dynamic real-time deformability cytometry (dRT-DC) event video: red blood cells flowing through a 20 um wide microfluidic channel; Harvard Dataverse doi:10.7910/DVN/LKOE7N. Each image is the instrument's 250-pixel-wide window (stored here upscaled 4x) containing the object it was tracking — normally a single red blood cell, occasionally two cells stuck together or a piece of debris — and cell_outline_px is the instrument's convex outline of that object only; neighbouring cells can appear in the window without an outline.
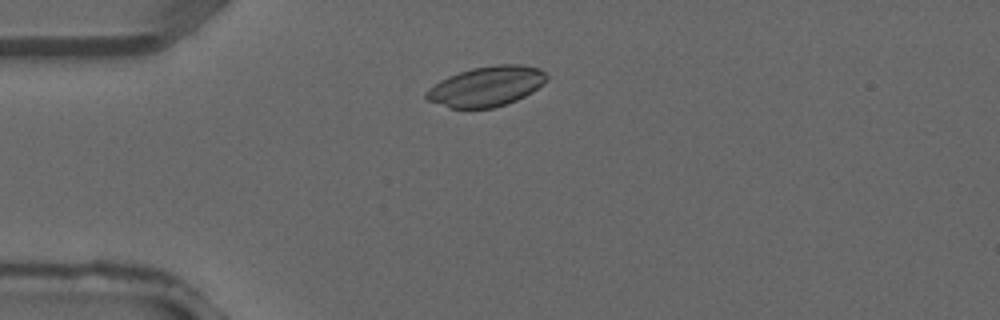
{"species": "common noctule bat (a hibernating species)", "species_latin": "Nyctalus noctula", "temperature_condition": "warm", "stored_images_in_passage": 35, "camera_frame_rate_fps": 3000, "um_per_image_px": 0.085, "animal": {"sex": "male", "forearm_length_mm": 52.5}, "frame": {"image": 1, "passage_image": 6, "time_ms": 1.667, "image_size_px": [1000, 320], "cell_outline_px": [[548, 80], [544, 84], [532, 92], [516, 100], [492, 108], [452, 108], [428, 100], [424, 96], [424, 92], [428, 88], [440, 80], [448, 76], [472, 68], [496, 64], [520, 64], [540, 68], [548, 76]], "centroid_in_image_um": [41.36, 7.32], "position_along_channel_um": 43.6, "area_um2": 28.09}}
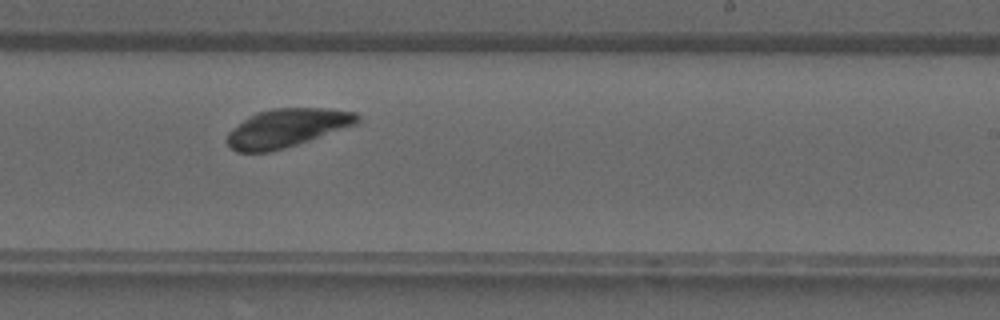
{"frame": {"image": 2, "passage_image": 20, "time_ms": 6.333, "image_size_px": [1000, 320], "cell_outline_px": [[360, 120], [356, 124], [284, 148], [268, 152], [236, 152], [228, 148], [228, 132], [232, 128], [256, 112], [272, 108], [324, 108], [356, 112], [360, 116]], "centroid_in_image_um": [24.36, 10.87], "position_along_channel_um": 264.6, "area_um2": 28.84}}
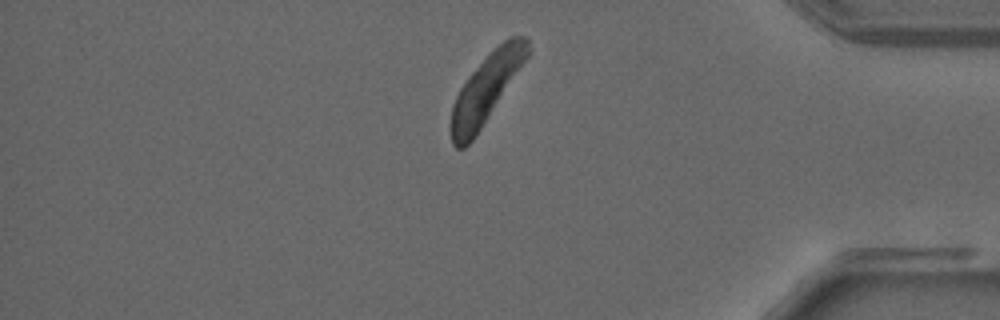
{"frame": {"image": 3, "passage_image": 29, "time_ms": 9.333, "image_size_px": [1000, 320], "cell_outline_px": [[532, 52], [476, 136], [464, 148], [456, 148], [452, 144], [452, 104], [460, 88], [468, 76], [492, 48], [508, 36], [528, 36]], "centroid_in_image_um": [41.39, 7.46], "position_along_channel_um": 393.8, "area_um2": 30.75}}